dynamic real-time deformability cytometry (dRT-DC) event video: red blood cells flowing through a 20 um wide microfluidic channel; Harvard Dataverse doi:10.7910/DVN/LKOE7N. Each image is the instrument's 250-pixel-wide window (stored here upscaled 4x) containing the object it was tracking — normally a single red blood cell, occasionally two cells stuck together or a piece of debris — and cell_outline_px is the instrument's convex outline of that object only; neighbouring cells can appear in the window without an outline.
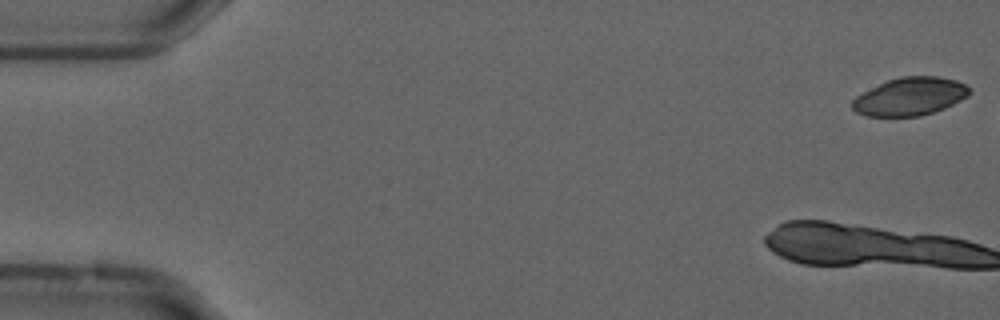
{"species": "common noctule bat (a hibernating species)", "species_latin": "Nyctalus noctula", "temperature_condition": "cold", "stored_images_in_passage": 14, "camera_frame_rate_fps": 3000, "um_per_image_px": 0.085, "animal": {"sex": "male", "forearm_length_mm": 52.5}, "frame": {"image": 1, "passage_image": 1, "time_ms": 0.0, "image_size_px": [1000, 320], "cell_outline_px": [[972, 92], [968, 96], [944, 108], [920, 116], [864, 116], [856, 112], [852, 108], [852, 100], [856, 96], [888, 80], [900, 76], [940, 76], [956, 80], [972, 88]], "centroid_in_image_um": [77.37, 8.2], "position_along_channel_um": 7.6, "area_um2": 25.89}}